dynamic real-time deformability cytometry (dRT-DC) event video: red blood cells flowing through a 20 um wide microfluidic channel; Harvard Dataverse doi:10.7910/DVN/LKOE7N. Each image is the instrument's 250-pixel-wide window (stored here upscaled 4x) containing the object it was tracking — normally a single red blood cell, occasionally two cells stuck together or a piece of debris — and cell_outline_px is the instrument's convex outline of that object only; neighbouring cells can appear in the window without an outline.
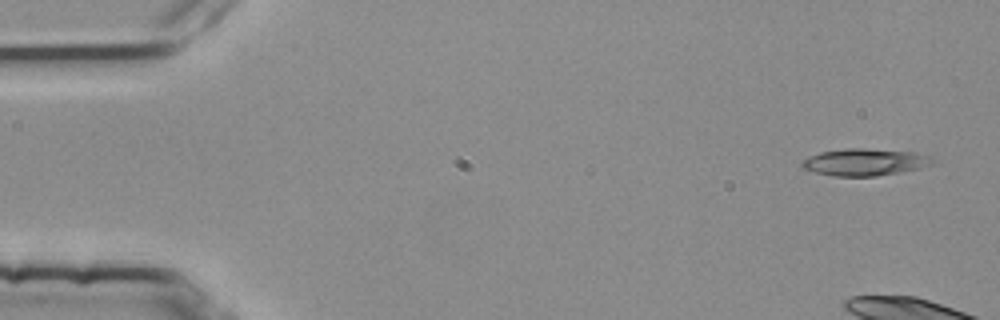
{"species": "common noctule bat (a hibernating species)", "species_latin": "Nyctalus noctula", "temperature_condition": "room temperature", "stored_images_in_passage": 7, "camera_frame_rate_fps": 3000, "um_per_image_px": 0.085, "animal": {"sex": "female", "body_mass_g": 25.1}, "frame": {"image": 1, "passage_image": 1, "time_ms": 0.0, "image_size_px": [1000, 320], "cell_outline_px": [[936, 164], [920, 168], [900, 172], [876, 176], [832, 176], [800, 168], [800, 164], [804, 160], [820, 152], [844, 148], [864, 148], [916, 152], [928, 156], [936, 160]], "centroid_in_image_um": [73.54, 13.78], "position_along_channel_um": 11.5, "area_um2": 20.69}}